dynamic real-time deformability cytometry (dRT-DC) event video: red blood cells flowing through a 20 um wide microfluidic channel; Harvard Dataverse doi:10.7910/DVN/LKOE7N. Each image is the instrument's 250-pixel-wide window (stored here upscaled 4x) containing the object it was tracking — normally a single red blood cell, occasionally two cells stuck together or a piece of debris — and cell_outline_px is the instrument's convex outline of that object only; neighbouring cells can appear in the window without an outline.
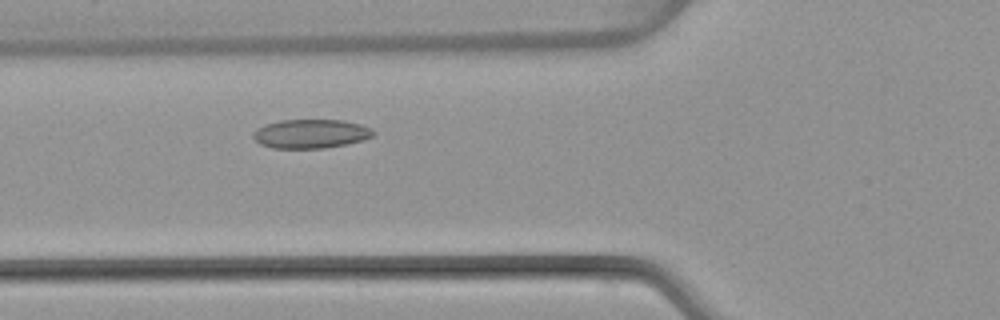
{"species": "common noctule bat (a hibernating species)", "species_latin": "Nyctalus noctula", "temperature_condition": "warm", "stored_images_in_passage": 44, "camera_frame_rate_fps": 3000, "um_per_image_px": 0.085, "animal": {"sex": "female", "body_mass_g": 22.7, "forearm_length_mm": 54.2}, "frame": {"image": 1, "passage_image": 12, "time_ms": 3.667, "image_size_px": [1000, 320], "cell_outline_px": [[376, 132], [372, 136], [364, 140], [348, 144], [324, 148], [272, 148], [260, 144], [252, 136], [252, 132], [256, 128], [264, 124], [280, 120], [344, 120], [360, 124], [372, 128]], "centroid_in_image_um": [26.42, 11.36], "position_along_channel_um": 99.4, "area_um2": 20.52}}
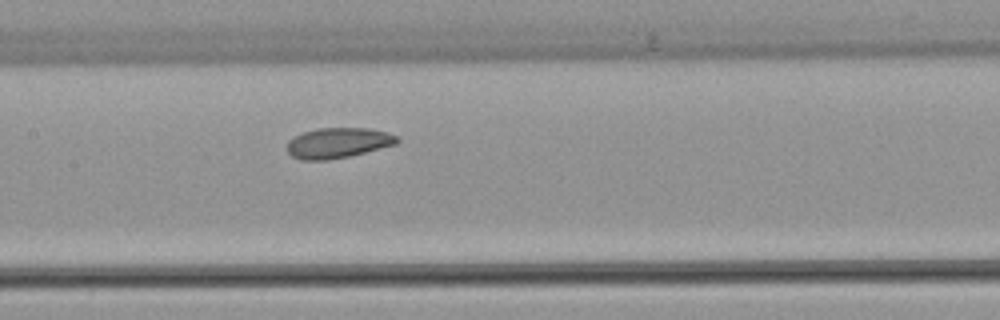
{"frame": {"image": 2, "passage_image": 18, "time_ms": 5.667, "image_size_px": [1000, 320], "cell_outline_px": [[400, 140], [396, 144], [348, 156], [328, 160], [300, 160], [292, 156], [288, 152], [288, 140], [292, 136], [316, 128], [368, 128], [388, 132], [396, 136]], "centroid_in_image_um": [28.7, 12.14], "position_along_channel_um": 178.7, "area_um2": 19.42}}
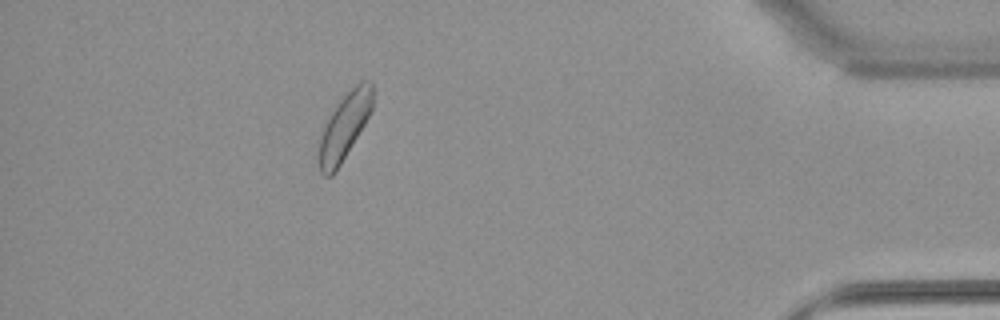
{"frame": {"image": 3, "passage_image": 39, "time_ms": 12.667, "image_size_px": [1000, 320], "cell_outline_px": [[372, 108], [364, 124], [336, 172], [332, 176], [324, 176], [320, 172], [316, 160], [320, 136], [332, 112], [340, 100], [360, 80], [372, 80]], "centroid_in_image_um": [29.24, 10.81], "position_along_channel_um": 406.0, "area_um2": 20.58}, "authors_computed_cell_mechanics": {"area_um2": 20.2878, "velocity_mm_per_s": 3.9529, "shape_relaxation_time_tau1_ms": 8.6544, "shape_relaxation_time_tau2_ms": 4.8583, "deformation_change_tau1": 0.0904, "deformation_change_tau2": 0.1072}}